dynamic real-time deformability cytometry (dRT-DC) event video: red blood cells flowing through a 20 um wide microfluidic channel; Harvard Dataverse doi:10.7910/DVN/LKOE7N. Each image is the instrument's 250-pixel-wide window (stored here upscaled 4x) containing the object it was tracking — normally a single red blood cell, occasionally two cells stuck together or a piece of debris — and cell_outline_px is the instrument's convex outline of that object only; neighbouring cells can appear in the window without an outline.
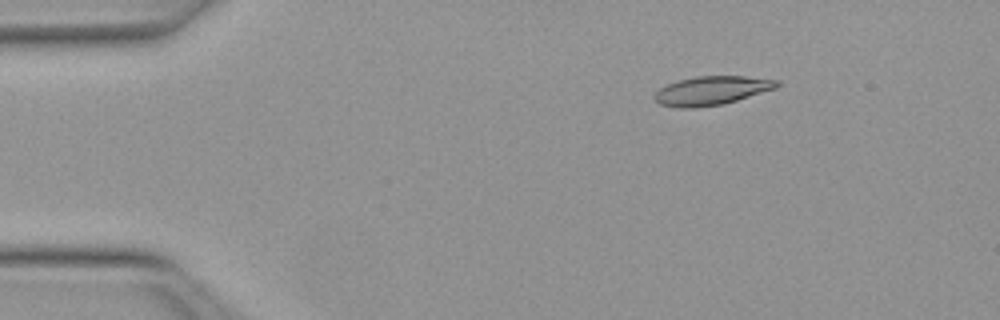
{"species": "Egyptian fruit bat (a non-hibernating species)", "species_latin": "Rousettus aegyptiacus", "temperature_condition": "warm", "stored_images_in_passage": 51, "camera_frame_rate_fps": 3000, "um_per_image_px": 0.085, "animal": {"sex": "female"}, "frame": {"image": 1, "passage_image": 8, "time_ms": 2.333, "image_size_px": [1000, 320], "cell_outline_px": [[780, 84], [776, 88], [724, 104], [696, 108], [680, 108], [660, 104], [652, 96], [660, 88], [676, 80], [696, 76], [744, 76], [780, 80]], "centroid_in_image_um": [60.48, 7.7], "position_along_channel_um": 24.5, "area_um2": 20.63}}
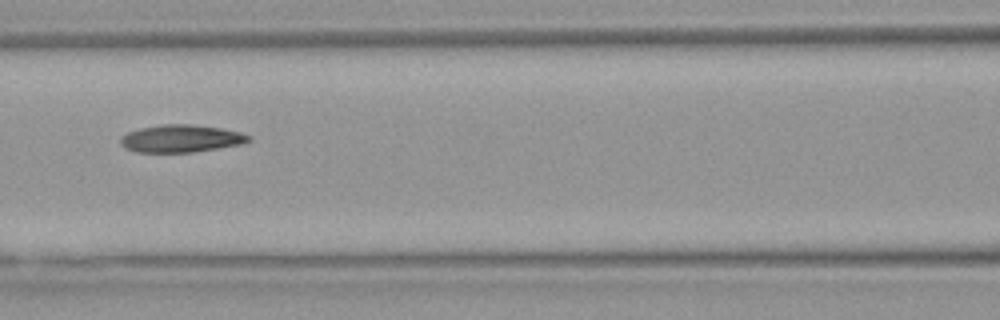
{"frame": {"image": 2, "passage_image": 23, "time_ms": 7.333, "image_size_px": [1000, 320], "cell_outline_px": [[252, 140], [240, 144], [192, 152], [136, 152], [124, 148], [120, 144], [120, 136], [128, 132], [140, 128], [164, 124], [192, 124], [220, 128], [240, 132], [252, 136]], "centroid_in_image_um": [15.36, 11.77], "position_along_channel_um": 151.2, "area_um2": 20.52}}
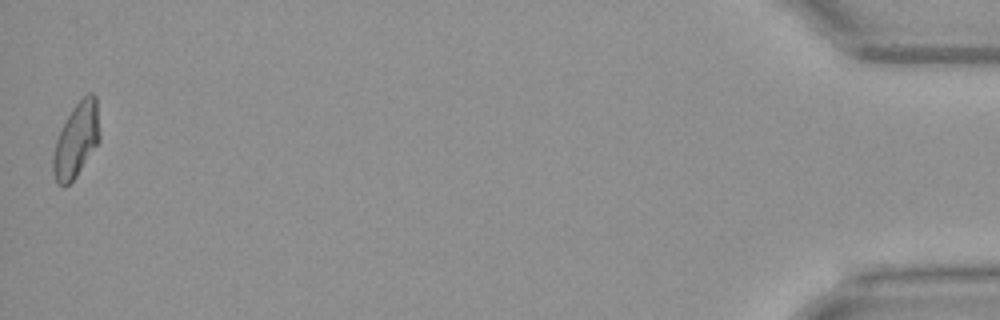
{"frame": {"image": 3, "passage_image": 51, "time_ms": 16.667, "image_size_px": [1000, 320], "cell_outline_px": [[100, 140], [76, 176], [64, 188], [56, 180], [52, 172], [52, 156], [56, 140], [72, 108], [88, 92], [92, 92], [96, 96], [100, 136]], "centroid_in_image_um": [6.49, 11.9], "position_along_channel_um": 428.7, "area_um2": 20.0}, "authors_computed_cell_mechanics": {"area_um2": 20.0566, "velocity_mm_per_s": 4.0025, "shape_relaxation_time_tau1_ms": null, "shape_relaxation_time_tau2_ms": 2.2662, "deformation_change_tau1": null, "deformation_change_tau2": 0.0927}}